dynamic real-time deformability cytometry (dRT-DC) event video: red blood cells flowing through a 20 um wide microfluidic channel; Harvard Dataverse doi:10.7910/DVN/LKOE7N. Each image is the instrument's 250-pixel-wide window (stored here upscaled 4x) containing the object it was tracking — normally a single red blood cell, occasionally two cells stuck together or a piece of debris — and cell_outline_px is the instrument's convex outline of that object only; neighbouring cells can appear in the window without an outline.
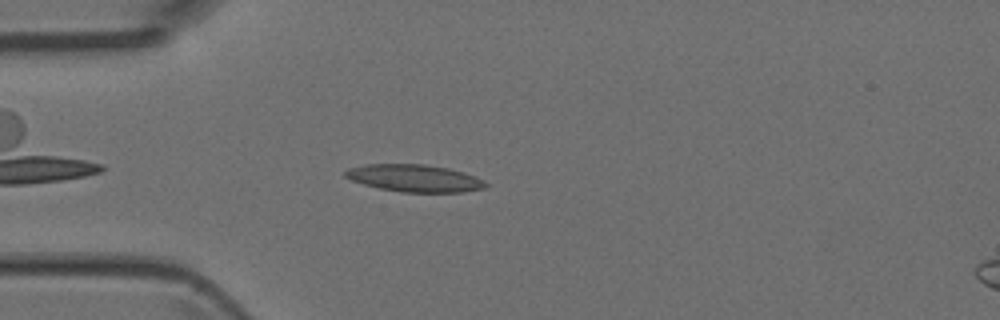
{"species": "Egyptian fruit bat (a non-hibernating species)", "species_latin": "Rousettus aegyptiacus", "temperature_condition": "room temperature", "stored_images_in_passage": 21, "camera_frame_rate_fps": 3000, "um_per_image_px": 0.085, "animal": {"sex": "female"}, "frame": {"image": 1, "passage_image": 4, "time_ms": 1.0, "image_size_px": [1000, 320], "cell_outline_px": [[488, 184], [484, 188], [464, 192], [400, 192], [380, 188], [364, 184], [352, 180], [344, 176], [344, 172], [348, 168], [368, 164], [424, 164], [448, 168], [476, 176], [484, 180]], "centroid_in_image_um": [35.25, 15.14], "position_along_channel_um": 49.8, "area_um2": 22.25}}
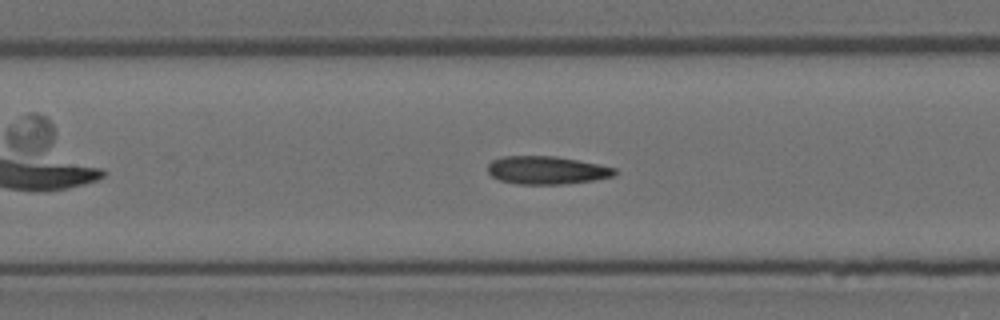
{"frame": {"image": 2, "passage_image": 13, "time_ms": 4.0, "image_size_px": [1000, 320], "cell_outline_px": [[616, 172], [612, 176], [592, 180], [564, 184], [516, 184], [500, 180], [492, 176], [488, 172], [488, 164], [492, 160], [504, 156], [556, 156], [600, 164], [616, 168]], "centroid_in_image_um": [46.45, 14.46], "position_along_channel_um": 160.9, "area_um2": 20.69}}
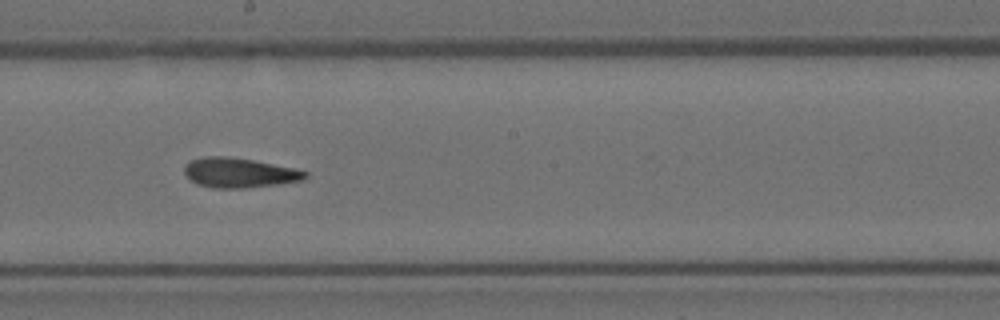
{"frame": {"image": 3, "passage_image": 18, "time_ms": 5.667, "image_size_px": [1000, 320], "cell_outline_px": [[308, 176], [300, 180], [276, 184], [244, 188], [216, 188], [196, 184], [184, 172], [184, 164], [188, 160], [204, 156], [228, 156], [252, 160], [296, 168], [308, 172]], "centroid_in_image_um": [20.3, 14.67], "position_along_channel_um": 227.9, "area_um2": 20.92}}